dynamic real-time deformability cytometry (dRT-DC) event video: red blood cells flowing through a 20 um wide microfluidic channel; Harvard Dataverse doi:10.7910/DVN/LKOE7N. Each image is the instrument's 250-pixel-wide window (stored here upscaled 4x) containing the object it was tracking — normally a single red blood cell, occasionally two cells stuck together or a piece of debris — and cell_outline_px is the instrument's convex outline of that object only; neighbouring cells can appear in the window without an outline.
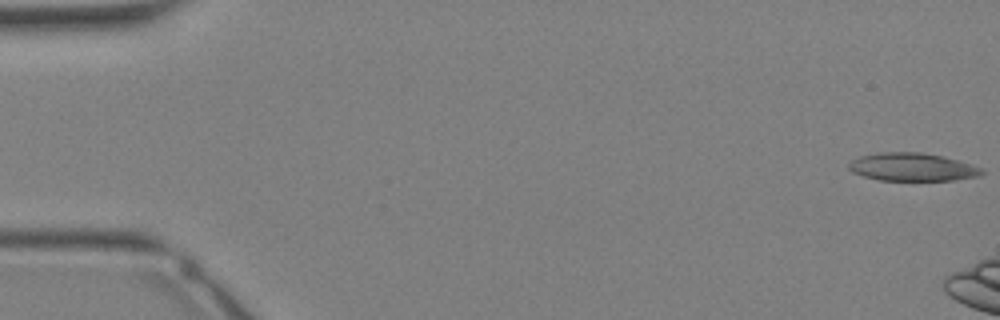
{"species": "Egyptian fruit bat (a non-hibernating species)", "species_latin": "Rousettus aegyptiacus", "temperature_condition": "warm", "stored_images_in_passage": 5, "camera_frame_rate_fps": 3000, "um_per_image_px": 0.085, "animal": {"sex": "female"}, "frame": {"image": 1, "passage_image": 1, "time_ms": 0.0, "image_size_px": [1000, 320], "cell_outline_px": [[984, 172], [980, 176], [952, 180], [880, 180], [864, 176], [852, 172], [848, 168], [848, 164], [852, 160], [860, 156], [876, 152], [920, 152], [944, 156], [980, 168]], "centroid_in_image_um": [77.5, 14.19], "position_along_channel_um": 7.5, "area_um2": 21.56}}